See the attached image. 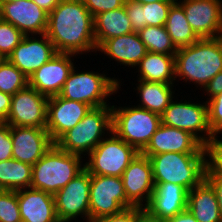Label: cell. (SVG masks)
<instances>
[{
  "instance_id": "cell-22",
  "label": "cell",
  "mask_w": 222,
  "mask_h": 222,
  "mask_svg": "<svg viewBox=\"0 0 222 222\" xmlns=\"http://www.w3.org/2000/svg\"><path fill=\"white\" fill-rule=\"evenodd\" d=\"M17 200L22 222H59L52 194L30 187L18 190Z\"/></svg>"
},
{
  "instance_id": "cell-29",
  "label": "cell",
  "mask_w": 222,
  "mask_h": 222,
  "mask_svg": "<svg viewBox=\"0 0 222 222\" xmlns=\"http://www.w3.org/2000/svg\"><path fill=\"white\" fill-rule=\"evenodd\" d=\"M32 165L16 159L0 162V190L18 191L30 188Z\"/></svg>"
},
{
  "instance_id": "cell-40",
  "label": "cell",
  "mask_w": 222,
  "mask_h": 222,
  "mask_svg": "<svg viewBox=\"0 0 222 222\" xmlns=\"http://www.w3.org/2000/svg\"><path fill=\"white\" fill-rule=\"evenodd\" d=\"M89 222H135V207L127 208L120 213L91 220Z\"/></svg>"
},
{
  "instance_id": "cell-43",
  "label": "cell",
  "mask_w": 222,
  "mask_h": 222,
  "mask_svg": "<svg viewBox=\"0 0 222 222\" xmlns=\"http://www.w3.org/2000/svg\"><path fill=\"white\" fill-rule=\"evenodd\" d=\"M12 96L0 91V122H5L10 111Z\"/></svg>"
},
{
  "instance_id": "cell-10",
  "label": "cell",
  "mask_w": 222,
  "mask_h": 222,
  "mask_svg": "<svg viewBox=\"0 0 222 222\" xmlns=\"http://www.w3.org/2000/svg\"><path fill=\"white\" fill-rule=\"evenodd\" d=\"M161 123L169 127L188 131L203 145L214 136L208 123L207 102L195 104L189 101L175 102L172 99L161 114ZM199 133H202V135Z\"/></svg>"
},
{
  "instance_id": "cell-47",
  "label": "cell",
  "mask_w": 222,
  "mask_h": 222,
  "mask_svg": "<svg viewBox=\"0 0 222 222\" xmlns=\"http://www.w3.org/2000/svg\"><path fill=\"white\" fill-rule=\"evenodd\" d=\"M133 1L141 3V4H145V3H153L156 1H164V0H133Z\"/></svg>"
},
{
  "instance_id": "cell-33",
  "label": "cell",
  "mask_w": 222,
  "mask_h": 222,
  "mask_svg": "<svg viewBox=\"0 0 222 222\" xmlns=\"http://www.w3.org/2000/svg\"><path fill=\"white\" fill-rule=\"evenodd\" d=\"M204 151L206 155L205 176L222 177V140L218 139L217 135H214L204 145Z\"/></svg>"
},
{
  "instance_id": "cell-45",
  "label": "cell",
  "mask_w": 222,
  "mask_h": 222,
  "mask_svg": "<svg viewBox=\"0 0 222 222\" xmlns=\"http://www.w3.org/2000/svg\"><path fill=\"white\" fill-rule=\"evenodd\" d=\"M163 222H198L192 213L186 209L185 211L178 213L174 217L163 219Z\"/></svg>"
},
{
  "instance_id": "cell-14",
  "label": "cell",
  "mask_w": 222,
  "mask_h": 222,
  "mask_svg": "<svg viewBox=\"0 0 222 222\" xmlns=\"http://www.w3.org/2000/svg\"><path fill=\"white\" fill-rule=\"evenodd\" d=\"M121 178L127 200L134 207L145 208L151 199L155 185L149 157L138 153L124 170Z\"/></svg>"
},
{
  "instance_id": "cell-26",
  "label": "cell",
  "mask_w": 222,
  "mask_h": 222,
  "mask_svg": "<svg viewBox=\"0 0 222 222\" xmlns=\"http://www.w3.org/2000/svg\"><path fill=\"white\" fill-rule=\"evenodd\" d=\"M138 80L174 84L175 55L148 52L138 63Z\"/></svg>"
},
{
  "instance_id": "cell-5",
  "label": "cell",
  "mask_w": 222,
  "mask_h": 222,
  "mask_svg": "<svg viewBox=\"0 0 222 222\" xmlns=\"http://www.w3.org/2000/svg\"><path fill=\"white\" fill-rule=\"evenodd\" d=\"M112 132V106L92 108L73 128L62 134L54 144L61 150L76 155L89 154ZM103 136V137H102Z\"/></svg>"
},
{
  "instance_id": "cell-44",
  "label": "cell",
  "mask_w": 222,
  "mask_h": 222,
  "mask_svg": "<svg viewBox=\"0 0 222 222\" xmlns=\"http://www.w3.org/2000/svg\"><path fill=\"white\" fill-rule=\"evenodd\" d=\"M135 222H163V220L152 216L145 208L135 207Z\"/></svg>"
},
{
  "instance_id": "cell-46",
  "label": "cell",
  "mask_w": 222,
  "mask_h": 222,
  "mask_svg": "<svg viewBox=\"0 0 222 222\" xmlns=\"http://www.w3.org/2000/svg\"><path fill=\"white\" fill-rule=\"evenodd\" d=\"M40 8L46 11L48 14L61 2V0H32Z\"/></svg>"
},
{
  "instance_id": "cell-3",
  "label": "cell",
  "mask_w": 222,
  "mask_h": 222,
  "mask_svg": "<svg viewBox=\"0 0 222 222\" xmlns=\"http://www.w3.org/2000/svg\"><path fill=\"white\" fill-rule=\"evenodd\" d=\"M148 156L154 183H174L190 191L206 174L205 153H162Z\"/></svg>"
},
{
  "instance_id": "cell-32",
  "label": "cell",
  "mask_w": 222,
  "mask_h": 222,
  "mask_svg": "<svg viewBox=\"0 0 222 222\" xmlns=\"http://www.w3.org/2000/svg\"><path fill=\"white\" fill-rule=\"evenodd\" d=\"M175 1L164 0L143 4L144 26H165L169 9Z\"/></svg>"
},
{
  "instance_id": "cell-21",
  "label": "cell",
  "mask_w": 222,
  "mask_h": 222,
  "mask_svg": "<svg viewBox=\"0 0 222 222\" xmlns=\"http://www.w3.org/2000/svg\"><path fill=\"white\" fill-rule=\"evenodd\" d=\"M154 191L145 209L163 220L187 209L188 191L174 183H154Z\"/></svg>"
},
{
  "instance_id": "cell-42",
  "label": "cell",
  "mask_w": 222,
  "mask_h": 222,
  "mask_svg": "<svg viewBox=\"0 0 222 222\" xmlns=\"http://www.w3.org/2000/svg\"><path fill=\"white\" fill-rule=\"evenodd\" d=\"M210 98L222 91V71L216 74L204 87Z\"/></svg>"
},
{
  "instance_id": "cell-2",
  "label": "cell",
  "mask_w": 222,
  "mask_h": 222,
  "mask_svg": "<svg viewBox=\"0 0 222 222\" xmlns=\"http://www.w3.org/2000/svg\"><path fill=\"white\" fill-rule=\"evenodd\" d=\"M175 79L194 82L204 88L222 71V36L202 38L175 53ZM203 86V87H202Z\"/></svg>"
},
{
  "instance_id": "cell-30",
  "label": "cell",
  "mask_w": 222,
  "mask_h": 222,
  "mask_svg": "<svg viewBox=\"0 0 222 222\" xmlns=\"http://www.w3.org/2000/svg\"><path fill=\"white\" fill-rule=\"evenodd\" d=\"M137 33L148 52L165 55H175L177 52L165 26H145Z\"/></svg>"
},
{
  "instance_id": "cell-37",
  "label": "cell",
  "mask_w": 222,
  "mask_h": 222,
  "mask_svg": "<svg viewBox=\"0 0 222 222\" xmlns=\"http://www.w3.org/2000/svg\"><path fill=\"white\" fill-rule=\"evenodd\" d=\"M93 18L103 12L123 7L126 0H82Z\"/></svg>"
},
{
  "instance_id": "cell-17",
  "label": "cell",
  "mask_w": 222,
  "mask_h": 222,
  "mask_svg": "<svg viewBox=\"0 0 222 222\" xmlns=\"http://www.w3.org/2000/svg\"><path fill=\"white\" fill-rule=\"evenodd\" d=\"M13 159L34 165L54 145L46 128L11 126Z\"/></svg>"
},
{
  "instance_id": "cell-34",
  "label": "cell",
  "mask_w": 222,
  "mask_h": 222,
  "mask_svg": "<svg viewBox=\"0 0 222 222\" xmlns=\"http://www.w3.org/2000/svg\"><path fill=\"white\" fill-rule=\"evenodd\" d=\"M24 36L15 26L0 18V57L7 59Z\"/></svg>"
},
{
  "instance_id": "cell-31",
  "label": "cell",
  "mask_w": 222,
  "mask_h": 222,
  "mask_svg": "<svg viewBox=\"0 0 222 222\" xmlns=\"http://www.w3.org/2000/svg\"><path fill=\"white\" fill-rule=\"evenodd\" d=\"M28 85L29 78L15 65L6 58L0 61V91L12 96Z\"/></svg>"
},
{
  "instance_id": "cell-7",
  "label": "cell",
  "mask_w": 222,
  "mask_h": 222,
  "mask_svg": "<svg viewBox=\"0 0 222 222\" xmlns=\"http://www.w3.org/2000/svg\"><path fill=\"white\" fill-rule=\"evenodd\" d=\"M75 68L73 67L71 70L59 96L68 100L83 102L92 108L109 105L105 99L120 89V82L115 78L107 77L105 74L95 73V71L79 73L78 70L76 72Z\"/></svg>"
},
{
  "instance_id": "cell-9",
  "label": "cell",
  "mask_w": 222,
  "mask_h": 222,
  "mask_svg": "<svg viewBox=\"0 0 222 222\" xmlns=\"http://www.w3.org/2000/svg\"><path fill=\"white\" fill-rule=\"evenodd\" d=\"M134 207L125 195L121 177L91 175L90 221Z\"/></svg>"
},
{
  "instance_id": "cell-28",
  "label": "cell",
  "mask_w": 222,
  "mask_h": 222,
  "mask_svg": "<svg viewBox=\"0 0 222 222\" xmlns=\"http://www.w3.org/2000/svg\"><path fill=\"white\" fill-rule=\"evenodd\" d=\"M165 28L176 49L187 47L200 39L188 23L185 12L178 0L169 9Z\"/></svg>"
},
{
  "instance_id": "cell-36",
  "label": "cell",
  "mask_w": 222,
  "mask_h": 222,
  "mask_svg": "<svg viewBox=\"0 0 222 222\" xmlns=\"http://www.w3.org/2000/svg\"><path fill=\"white\" fill-rule=\"evenodd\" d=\"M207 99L209 127L214 135L222 134V91Z\"/></svg>"
},
{
  "instance_id": "cell-27",
  "label": "cell",
  "mask_w": 222,
  "mask_h": 222,
  "mask_svg": "<svg viewBox=\"0 0 222 222\" xmlns=\"http://www.w3.org/2000/svg\"><path fill=\"white\" fill-rule=\"evenodd\" d=\"M137 93L141 104L137 107L161 115L174 98L173 84L138 80Z\"/></svg>"
},
{
  "instance_id": "cell-19",
  "label": "cell",
  "mask_w": 222,
  "mask_h": 222,
  "mask_svg": "<svg viewBox=\"0 0 222 222\" xmlns=\"http://www.w3.org/2000/svg\"><path fill=\"white\" fill-rule=\"evenodd\" d=\"M91 109V106L83 102L68 100L59 95L49 97L46 130L51 140L55 142L79 123Z\"/></svg>"
},
{
  "instance_id": "cell-16",
  "label": "cell",
  "mask_w": 222,
  "mask_h": 222,
  "mask_svg": "<svg viewBox=\"0 0 222 222\" xmlns=\"http://www.w3.org/2000/svg\"><path fill=\"white\" fill-rule=\"evenodd\" d=\"M33 36L25 35L7 58L27 78L57 53L45 33L41 34L40 39Z\"/></svg>"
},
{
  "instance_id": "cell-8",
  "label": "cell",
  "mask_w": 222,
  "mask_h": 222,
  "mask_svg": "<svg viewBox=\"0 0 222 222\" xmlns=\"http://www.w3.org/2000/svg\"><path fill=\"white\" fill-rule=\"evenodd\" d=\"M138 153L112 131L111 137L103 139L88 154L89 162L84 167L91 175L121 177Z\"/></svg>"
},
{
  "instance_id": "cell-24",
  "label": "cell",
  "mask_w": 222,
  "mask_h": 222,
  "mask_svg": "<svg viewBox=\"0 0 222 222\" xmlns=\"http://www.w3.org/2000/svg\"><path fill=\"white\" fill-rule=\"evenodd\" d=\"M187 209L198 222H222L216 193L206 179L188 191Z\"/></svg>"
},
{
  "instance_id": "cell-38",
  "label": "cell",
  "mask_w": 222,
  "mask_h": 222,
  "mask_svg": "<svg viewBox=\"0 0 222 222\" xmlns=\"http://www.w3.org/2000/svg\"><path fill=\"white\" fill-rule=\"evenodd\" d=\"M127 16L131 21L134 32H139L144 26L143 4L133 0H126L124 4Z\"/></svg>"
},
{
  "instance_id": "cell-1",
  "label": "cell",
  "mask_w": 222,
  "mask_h": 222,
  "mask_svg": "<svg viewBox=\"0 0 222 222\" xmlns=\"http://www.w3.org/2000/svg\"><path fill=\"white\" fill-rule=\"evenodd\" d=\"M45 34L57 53L77 55L97 51L93 16L82 0H61L48 14Z\"/></svg>"
},
{
  "instance_id": "cell-4",
  "label": "cell",
  "mask_w": 222,
  "mask_h": 222,
  "mask_svg": "<svg viewBox=\"0 0 222 222\" xmlns=\"http://www.w3.org/2000/svg\"><path fill=\"white\" fill-rule=\"evenodd\" d=\"M81 160L82 156L63 151L54 144L32 166L30 187L54 195L85 168Z\"/></svg>"
},
{
  "instance_id": "cell-6",
  "label": "cell",
  "mask_w": 222,
  "mask_h": 222,
  "mask_svg": "<svg viewBox=\"0 0 222 222\" xmlns=\"http://www.w3.org/2000/svg\"><path fill=\"white\" fill-rule=\"evenodd\" d=\"M161 124V115L149 110L112 105V131L141 153Z\"/></svg>"
},
{
  "instance_id": "cell-48",
  "label": "cell",
  "mask_w": 222,
  "mask_h": 222,
  "mask_svg": "<svg viewBox=\"0 0 222 222\" xmlns=\"http://www.w3.org/2000/svg\"><path fill=\"white\" fill-rule=\"evenodd\" d=\"M13 1H17V0H0V2H13Z\"/></svg>"
},
{
  "instance_id": "cell-13",
  "label": "cell",
  "mask_w": 222,
  "mask_h": 222,
  "mask_svg": "<svg viewBox=\"0 0 222 222\" xmlns=\"http://www.w3.org/2000/svg\"><path fill=\"white\" fill-rule=\"evenodd\" d=\"M195 34L200 38L222 36L221 0H183L178 2Z\"/></svg>"
},
{
  "instance_id": "cell-12",
  "label": "cell",
  "mask_w": 222,
  "mask_h": 222,
  "mask_svg": "<svg viewBox=\"0 0 222 222\" xmlns=\"http://www.w3.org/2000/svg\"><path fill=\"white\" fill-rule=\"evenodd\" d=\"M48 100L47 96L28 85L12 95L5 123L10 126L46 128Z\"/></svg>"
},
{
  "instance_id": "cell-23",
  "label": "cell",
  "mask_w": 222,
  "mask_h": 222,
  "mask_svg": "<svg viewBox=\"0 0 222 222\" xmlns=\"http://www.w3.org/2000/svg\"><path fill=\"white\" fill-rule=\"evenodd\" d=\"M109 58L115 59L120 65L135 67L148 53L145 44L137 32L105 40L98 48Z\"/></svg>"
},
{
  "instance_id": "cell-35",
  "label": "cell",
  "mask_w": 222,
  "mask_h": 222,
  "mask_svg": "<svg viewBox=\"0 0 222 222\" xmlns=\"http://www.w3.org/2000/svg\"><path fill=\"white\" fill-rule=\"evenodd\" d=\"M0 222H22L17 191L0 190Z\"/></svg>"
},
{
  "instance_id": "cell-11",
  "label": "cell",
  "mask_w": 222,
  "mask_h": 222,
  "mask_svg": "<svg viewBox=\"0 0 222 222\" xmlns=\"http://www.w3.org/2000/svg\"><path fill=\"white\" fill-rule=\"evenodd\" d=\"M91 174L84 168L65 187L54 196L56 214L59 222L75 220L79 215L90 221ZM83 215V216H82Z\"/></svg>"
},
{
  "instance_id": "cell-18",
  "label": "cell",
  "mask_w": 222,
  "mask_h": 222,
  "mask_svg": "<svg viewBox=\"0 0 222 222\" xmlns=\"http://www.w3.org/2000/svg\"><path fill=\"white\" fill-rule=\"evenodd\" d=\"M70 53H56L29 77V86L40 94L52 97L59 95L66 79L74 67Z\"/></svg>"
},
{
  "instance_id": "cell-41",
  "label": "cell",
  "mask_w": 222,
  "mask_h": 222,
  "mask_svg": "<svg viewBox=\"0 0 222 222\" xmlns=\"http://www.w3.org/2000/svg\"><path fill=\"white\" fill-rule=\"evenodd\" d=\"M205 179L211 184L213 187L218 201V206L220 210V215L222 219V177L220 176H205Z\"/></svg>"
},
{
  "instance_id": "cell-25",
  "label": "cell",
  "mask_w": 222,
  "mask_h": 222,
  "mask_svg": "<svg viewBox=\"0 0 222 222\" xmlns=\"http://www.w3.org/2000/svg\"><path fill=\"white\" fill-rule=\"evenodd\" d=\"M93 23L97 48L105 40L134 32L124 6L96 15Z\"/></svg>"
},
{
  "instance_id": "cell-39",
  "label": "cell",
  "mask_w": 222,
  "mask_h": 222,
  "mask_svg": "<svg viewBox=\"0 0 222 222\" xmlns=\"http://www.w3.org/2000/svg\"><path fill=\"white\" fill-rule=\"evenodd\" d=\"M12 152L11 126L5 122H0V162L12 159Z\"/></svg>"
},
{
  "instance_id": "cell-20",
  "label": "cell",
  "mask_w": 222,
  "mask_h": 222,
  "mask_svg": "<svg viewBox=\"0 0 222 222\" xmlns=\"http://www.w3.org/2000/svg\"><path fill=\"white\" fill-rule=\"evenodd\" d=\"M143 155L162 153H205L204 145L191 133L178 128L160 124Z\"/></svg>"
},
{
  "instance_id": "cell-15",
  "label": "cell",
  "mask_w": 222,
  "mask_h": 222,
  "mask_svg": "<svg viewBox=\"0 0 222 222\" xmlns=\"http://www.w3.org/2000/svg\"><path fill=\"white\" fill-rule=\"evenodd\" d=\"M0 18L30 36L44 34L48 24V13L32 0L0 2Z\"/></svg>"
}]
</instances>
